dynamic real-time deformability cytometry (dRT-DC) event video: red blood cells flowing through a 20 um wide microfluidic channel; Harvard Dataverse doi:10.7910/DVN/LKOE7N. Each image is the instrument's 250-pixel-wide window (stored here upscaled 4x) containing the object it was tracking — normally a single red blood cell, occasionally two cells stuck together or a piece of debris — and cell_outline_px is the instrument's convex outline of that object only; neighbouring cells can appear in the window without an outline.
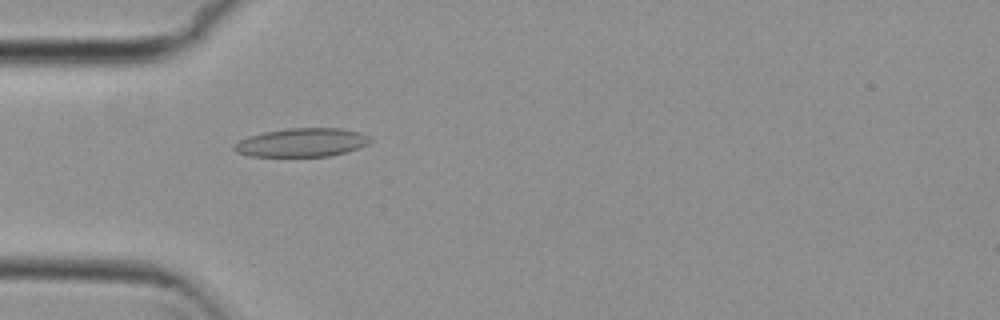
{"species": "common noctule bat (a hibernating species)", "species_latin": "Nyctalus noctula", "temperature_condition": "cold", "stored_images_in_passage": 40, "camera_frame_rate_fps": 3000, "um_per_image_px": 0.085, "animal": {"sex": "female", "body_mass_g": 29.2, "forearm_length_mm": 56.3}, "frame": {"image": 1, "passage_image": 2, "time_ms": 0.333, "image_size_px": [1000, 320], "cell_outline_px": [[372, 140], [368, 144], [360, 148], [328, 156], [248, 156], [236, 152], [232, 148], [240, 140], [248, 136], [264, 132], [288, 128], [340, 128], [360, 132], [368, 136]], "centroid_in_image_um": [25.66, 12.11], "position_along_channel_um": 59.3, "area_um2": 22.6}}
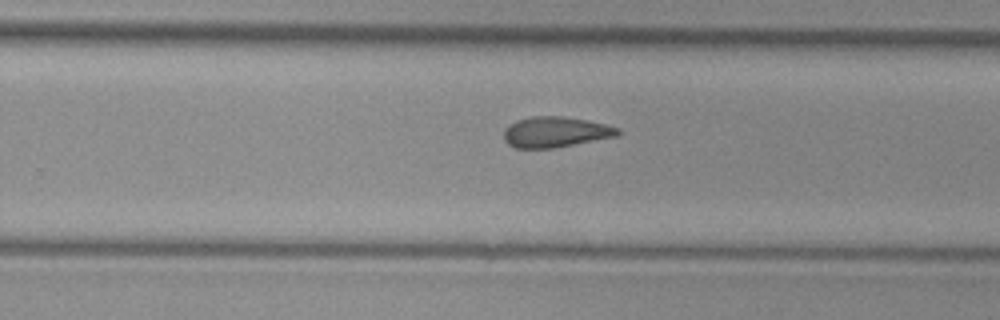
{"frame": {"image": 2, "passage_image": 20, "time_ms": 6.333, "image_size_px": [1000, 320], "cell_outline_px": [[620, 136], [552, 148], [516, 148], [508, 144], [504, 140], [504, 128], [508, 124], [516, 120], [532, 116], [564, 116], [604, 124], [620, 128]], "centroid_in_image_um": [47.2, 11.22], "position_along_channel_um": 282.6, "area_um2": 20.4}}
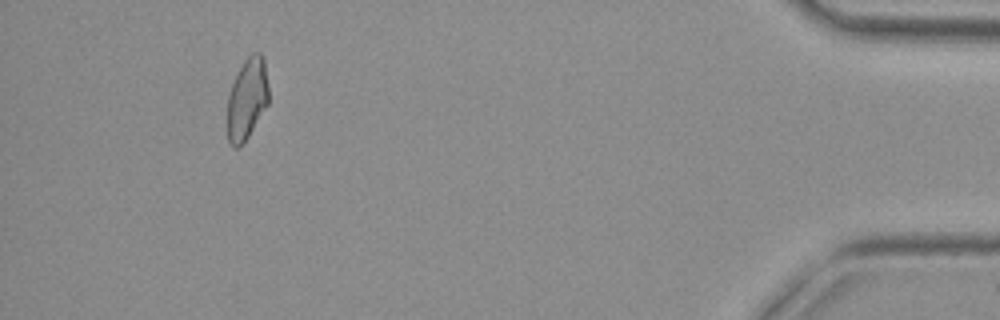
{"frame": {"image": 3, "passage_image": 36, "time_ms": 11.667, "image_size_px": [1000, 320], "cell_outline_px": [[268, 104], [244, 144], [236, 148], [232, 148], [228, 140], [228, 96], [232, 84], [244, 60], [252, 52], [260, 52], [264, 56], [268, 84]], "centroid_in_image_um": [21.01, 8.41], "position_along_channel_um": 414.2, "area_um2": 19.71}, "authors_computed_cell_mechanics": {"area_um2": 20.4612, "velocity_mm_per_s": 3.7774, "shape_relaxation_time_tau1_ms": null, "shape_relaxation_time_tau2_ms": 3.8382, "deformation_change_tau1": null, "deformation_change_tau2": 0.1181}}